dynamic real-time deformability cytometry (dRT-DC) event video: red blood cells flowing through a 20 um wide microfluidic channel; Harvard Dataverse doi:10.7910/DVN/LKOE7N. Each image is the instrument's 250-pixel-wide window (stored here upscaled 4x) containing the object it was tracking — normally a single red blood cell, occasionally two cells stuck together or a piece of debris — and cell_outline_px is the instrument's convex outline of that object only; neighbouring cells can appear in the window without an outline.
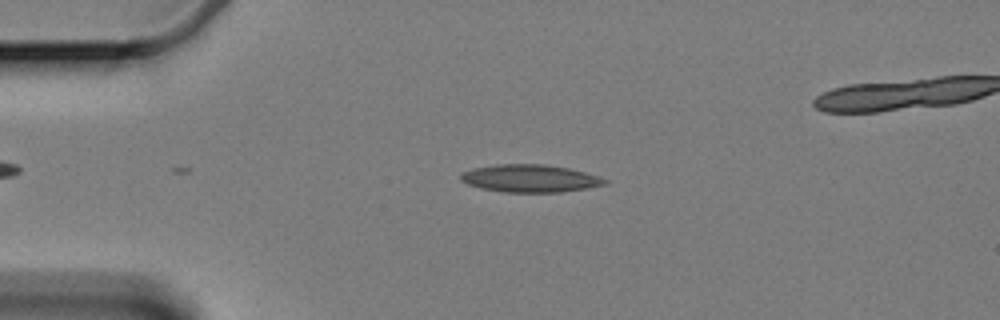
{"species": "Egyptian fruit bat (a non-hibernating species)", "species_latin": "Rousettus aegyptiacus", "temperature_condition": "cold", "stored_images_in_passage": 52, "camera_frame_rate_fps": 3000, "um_per_image_px": 0.085, "animal": {"sex": "female"}, "frame": {"image": 1, "passage_image": 14, "time_ms": 4.333, "image_size_px": [1000, 320], "cell_outline_px": [[608, 184], [560, 192], [504, 192], [480, 188], [468, 184], [460, 180], [460, 176], [464, 172], [472, 168], [500, 164], [544, 164], [568, 168], [584, 172], [608, 180]], "centroid_in_image_um": [45.03, 15.16], "position_along_channel_um": 40.0, "area_um2": 22.95}}
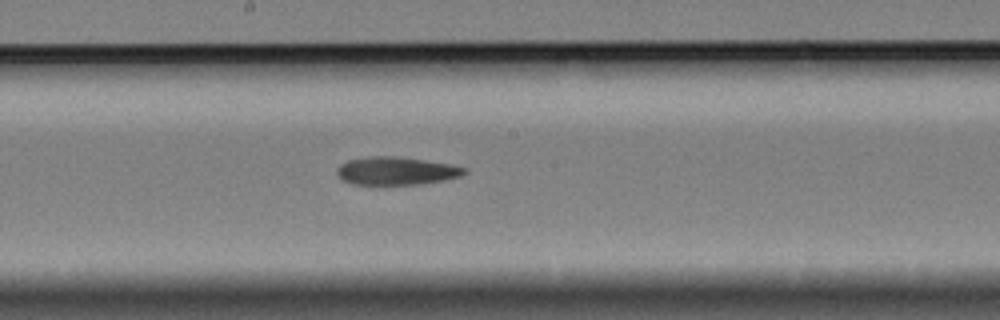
{"frame": {"image": 2, "passage_image": 32, "time_ms": 10.333, "image_size_px": [1000, 320], "cell_outline_px": [[468, 172], [460, 176], [444, 180], [420, 184], [352, 184], [344, 180], [336, 172], [336, 168], [340, 164], [348, 160], [372, 156], [396, 156], [424, 160], [448, 164], [468, 168]], "centroid_in_image_um": [33.69, 14.52], "position_along_channel_um": 214.5, "area_um2": 20.63}}
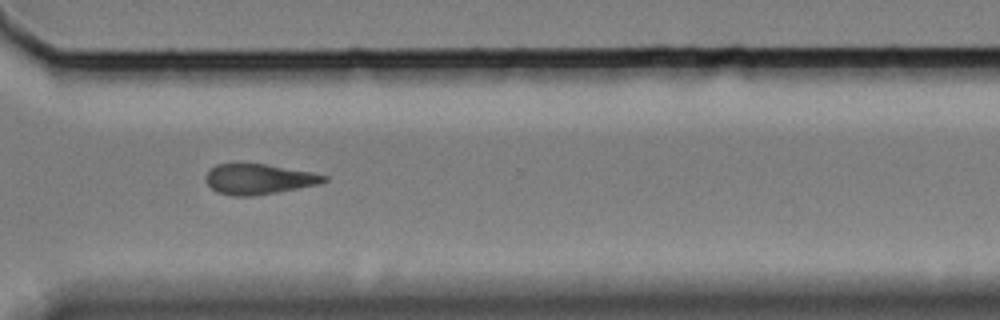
{"frame": {"image": 3, "passage_image": 44, "time_ms": 14.333, "image_size_px": [1000, 320], "cell_outline_px": [[328, 180], [320, 184], [276, 192], [252, 196], [232, 196], [220, 192], [212, 188], [204, 180], [204, 176], [216, 164], [264, 164], [312, 172], [328, 176]], "centroid_in_image_um": [22.0, 15.22], "position_along_channel_um": 348.6, "area_um2": 20.69}}